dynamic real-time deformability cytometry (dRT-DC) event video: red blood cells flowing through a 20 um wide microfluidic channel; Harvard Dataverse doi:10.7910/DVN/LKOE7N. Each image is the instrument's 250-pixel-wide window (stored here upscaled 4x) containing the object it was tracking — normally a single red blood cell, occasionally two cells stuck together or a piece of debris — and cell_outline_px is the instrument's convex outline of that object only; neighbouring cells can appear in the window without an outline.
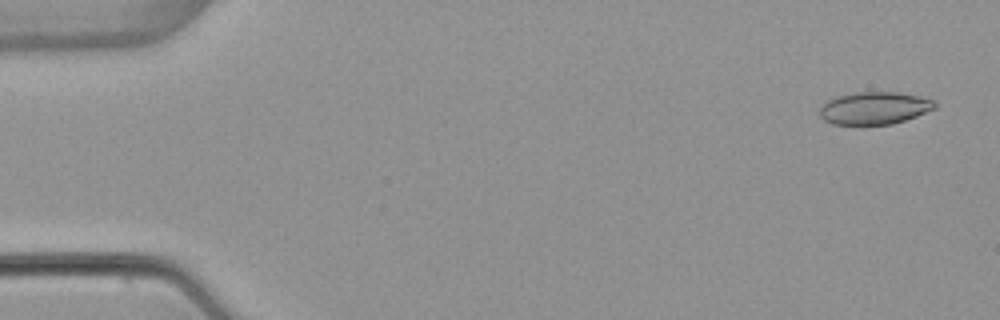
{"species": "common noctule bat (a hibernating species)", "species_latin": "Nyctalus noctula", "temperature_condition": "warm", "stored_images_in_passage": 6, "camera_frame_rate_fps": 3000, "um_per_image_px": 0.085, "animal": {"sex": "female", "body_mass_g": 22.7, "forearm_length_mm": 54.2}, "frame": {"image": 1, "passage_image": 1, "time_ms": 0.0, "image_size_px": [1000, 320], "cell_outline_px": [[936, 108], [916, 116], [892, 124], [832, 124], [824, 120], [820, 116], [820, 108], [824, 100], [832, 96], [856, 92], [896, 92], [920, 96], [932, 100], [936, 104]], "centroid_in_image_um": [74.27, 9.17], "position_along_channel_um": 10.7, "area_um2": 21.91}}
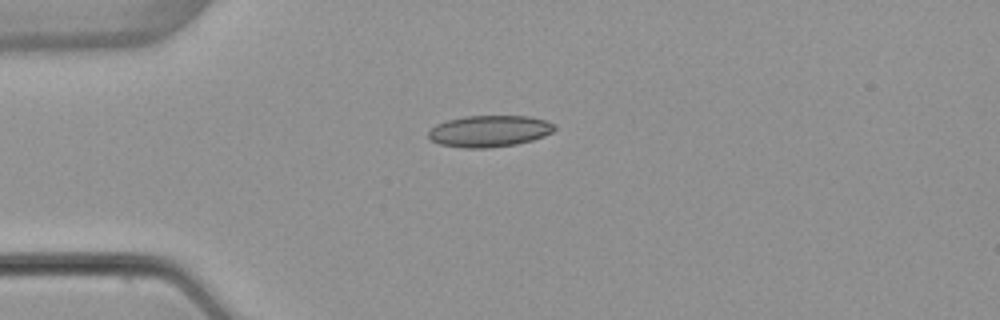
{"frame": {"image": 2, "passage_image": 4, "time_ms": 3.667, "image_size_px": [1000, 320], "cell_outline_px": [[556, 128], [552, 132], [544, 136], [532, 140], [516, 144], [488, 148], [464, 148], [440, 144], [432, 140], [428, 136], [428, 132], [436, 124], [448, 120], [464, 116], [528, 116], [544, 120], [556, 124]], "centroid_in_image_um": [41.61, 11.14], "position_along_channel_um": 43.4, "area_um2": 23.12}}
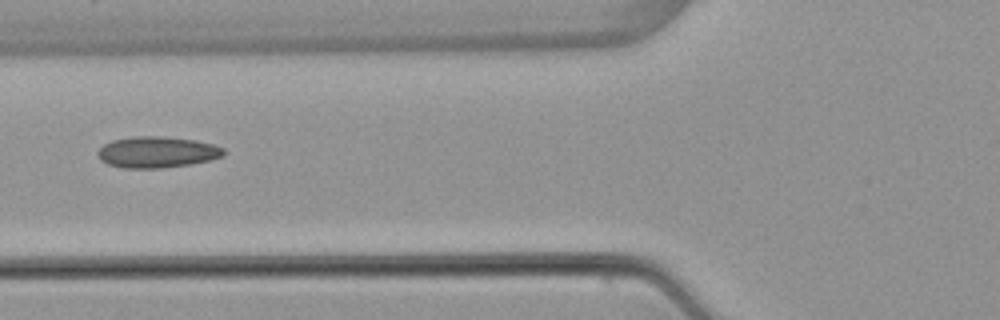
{"frame": {"image": 3, "passage_image": 6, "time_ms": 6.0, "image_size_px": [1000, 320], "cell_outline_px": [[224, 156], [192, 164], [160, 168], [124, 168], [108, 164], [100, 160], [96, 152], [104, 144], [112, 140], [132, 136], [160, 136], [196, 140], [212, 144], [224, 148]], "centroid_in_image_um": [13.33, 12.93], "position_along_channel_um": 112.5, "area_um2": 22.95}}